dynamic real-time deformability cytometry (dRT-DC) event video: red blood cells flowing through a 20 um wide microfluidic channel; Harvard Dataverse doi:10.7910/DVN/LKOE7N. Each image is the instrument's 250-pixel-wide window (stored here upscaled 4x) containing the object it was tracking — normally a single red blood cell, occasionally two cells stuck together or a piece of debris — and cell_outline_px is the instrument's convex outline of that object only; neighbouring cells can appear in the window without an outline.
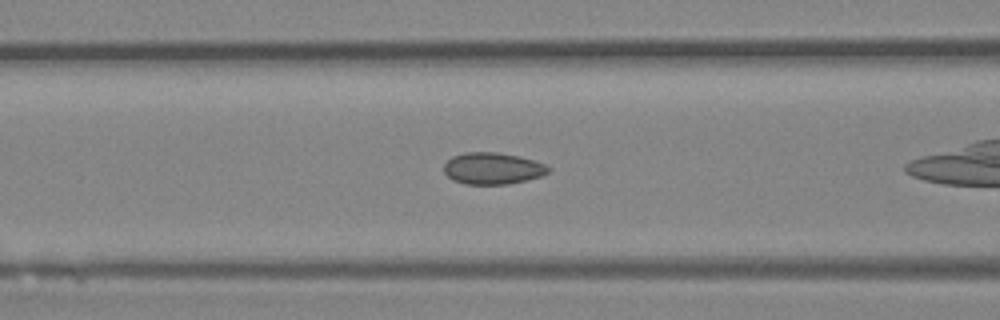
{"species": "Egyptian fruit bat (a non-hibernating species)", "species_latin": "Rousettus aegyptiacus", "temperature_condition": "room temperature", "stored_images_in_passage": 9, "camera_frame_rate_fps": 3000, "um_per_image_px": 0.085, "animal": {"sex": "female"}, "frame": {"image": 1, "passage_image": 7, "time_ms": 2.0, "image_size_px": [1000, 320], "cell_outline_px": [[552, 168], [548, 172], [540, 176], [508, 184], [464, 184], [452, 180], [444, 172], [444, 164], [452, 156], [464, 152], [496, 152], [520, 156], [544, 164]], "centroid_in_image_um": [41.84, 14.31], "position_along_channel_um": 124.8, "area_um2": 19.25}}